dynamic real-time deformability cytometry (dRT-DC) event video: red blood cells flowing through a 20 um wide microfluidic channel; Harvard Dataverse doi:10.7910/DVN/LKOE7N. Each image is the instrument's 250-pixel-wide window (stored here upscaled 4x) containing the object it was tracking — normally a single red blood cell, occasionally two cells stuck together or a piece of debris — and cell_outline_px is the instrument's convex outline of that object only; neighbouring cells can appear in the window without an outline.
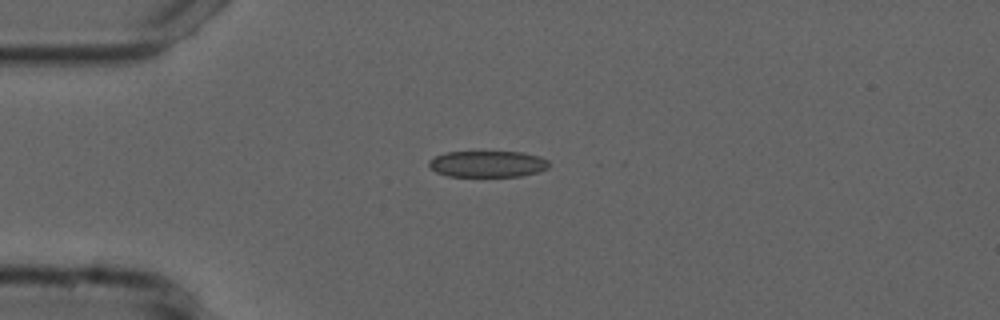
{"species": "common noctule bat (a hibernating species)", "species_latin": "Nyctalus noctula", "temperature_condition": "cold", "stored_images_in_passage": 32, "camera_frame_rate_fps": 3000, "um_per_image_px": 0.085, "animal": {"sex": "male", "forearm_length_mm": 52.5}, "frame": {"image": 1, "passage_image": 1, "time_ms": 0.0, "image_size_px": [1000, 320], "cell_outline_px": [[548, 168], [540, 172], [520, 176], [448, 176], [436, 172], [428, 168], [428, 160], [444, 152], [524, 152], [540, 156], [548, 160]], "centroid_in_image_um": [41.43, 13.93], "position_along_channel_um": 43.6, "area_um2": 18.61}}
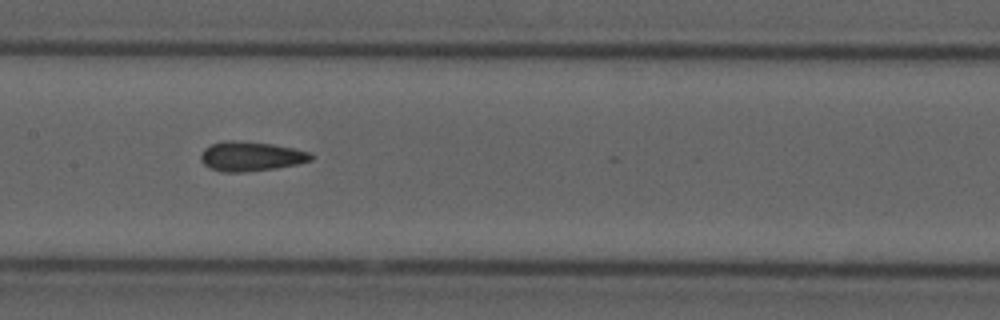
{"frame": {"image": 2, "passage_image": 14, "time_ms": 4.333, "image_size_px": [1000, 320], "cell_outline_px": [[312, 160], [296, 164], [276, 168], [244, 172], [220, 172], [204, 164], [200, 160], [200, 156], [204, 148], [212, 144], [224, 140], [236, 140], [272, 144], [312, 152]], "centroid_in_image_um": [21.31, 13.28], "position_along_channel_um": 186.1, "area_um2": 18.96}}
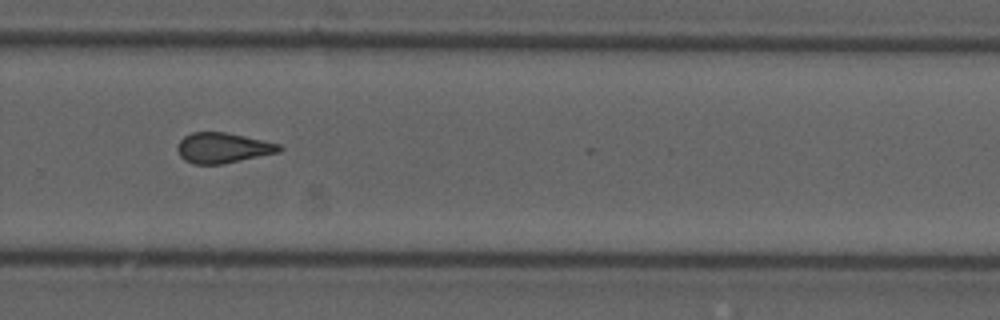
{"frame": {"image": 3, "passage_image": 24, "time_ms": 7.667, "image_size_px": [1000, 320], "cell_outline_px": [[284, 148], [280, 152], [224, 164], [192, 164], [184, 160], [180, 156], [176, 148], [180, 140], [184, 136], [192, 132], [224, 132], [244, 136], [280, 144]], "centroid_in_image_um": [18.94, 12.58], "position_along_channel_um": 310.9, "area_um2": 18.09}, "authors_computed_cell_mechanics": {"area_um2": 18.3804, "velocity_mm_per_s": 3.7595, "shape_relaxation_time_tau1_ms": null, "shape_relaxation_time_tau2_ms": 3.2595, "deformation_change_tau1": null, "deformation_change_tau2": 0.1086}}